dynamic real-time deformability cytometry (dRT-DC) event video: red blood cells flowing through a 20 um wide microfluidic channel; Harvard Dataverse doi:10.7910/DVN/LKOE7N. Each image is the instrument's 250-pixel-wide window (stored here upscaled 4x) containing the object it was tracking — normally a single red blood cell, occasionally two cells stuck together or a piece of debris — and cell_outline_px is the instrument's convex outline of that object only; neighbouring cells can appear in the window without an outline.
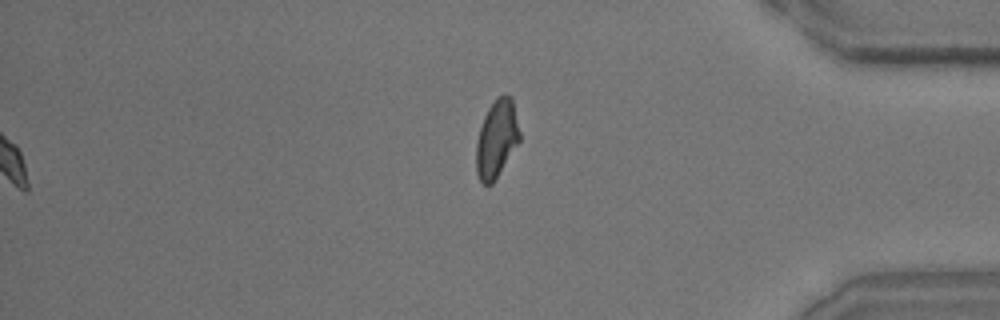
{"species": "common noctule bat (a hibernating species)", "species_latin": "Nyctalus noctula", "temperature_condition": "room temperature", "stored_images_in_passage": 48, "segment_of_instrument_passage": [2, 2], "camera_frame_rate_fps": 3000, "um_per_image_px": 0.085, "animal": {"sex": "male", "body_mass_g": 15.6}, "frame": {"image": 1, "passage_image": 48, "time_ms": 15.667, "image_size_px": [1000, 320], "cell_outline_px": [[520, 140], [492, 184], [484, 184], [480, 180], [476, 172], [476, 140], [484, 116], [488, 108], [496, 96], [504, 92], [512, 96], [520, 132]], "centroid_in_image_um": [42.21, 11.73], "position_along_channel_um": 393.0, "area_um2": 19.77}}